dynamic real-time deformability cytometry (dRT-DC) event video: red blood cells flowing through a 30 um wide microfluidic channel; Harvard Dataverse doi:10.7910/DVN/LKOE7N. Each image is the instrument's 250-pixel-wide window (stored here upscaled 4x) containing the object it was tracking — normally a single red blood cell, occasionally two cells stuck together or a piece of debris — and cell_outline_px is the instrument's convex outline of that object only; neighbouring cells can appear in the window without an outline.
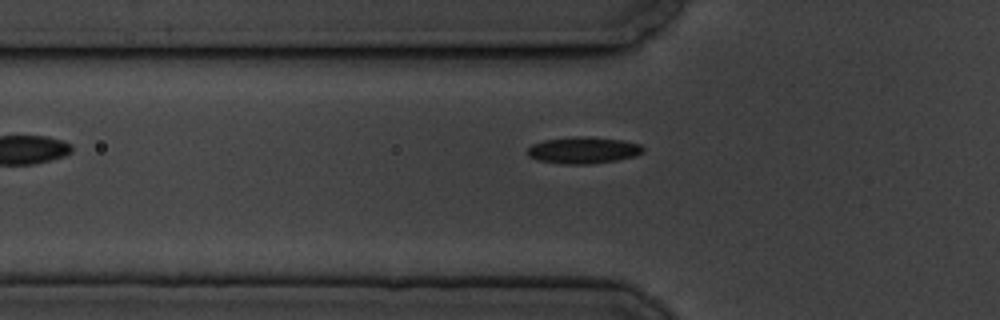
{"species": "common noctule bat (a hibernating species)", "species_latin": "Nyctalus noctula", "temperature_condition": "cold", "stored_images_in_passage": 6, "camera_frame_rate_fps": 3000, "um_per_image_px": 0.085, "animal": {"sex": "male", "body_mass_g": 19.5, "forearm_length_mm": 54.6}, "frame": {"image": 1, "passage_image": 6, "time_ms": 6.0, "image_size_px": [1000, 320], "cell_outline_px": [[644, 152], [636, 156], [616, 160], [588, 164], [560, 164], [536, 160], [528, 156], [528, 148], [532, 144], [544, 140], [572, 136], [588, 136], [624, 140], [640, 144], [644, 148]], "centroid_in_image_um": [49.58, 12.76], "position_along_channel_um": 76.2, "area_um2": 18.21}}